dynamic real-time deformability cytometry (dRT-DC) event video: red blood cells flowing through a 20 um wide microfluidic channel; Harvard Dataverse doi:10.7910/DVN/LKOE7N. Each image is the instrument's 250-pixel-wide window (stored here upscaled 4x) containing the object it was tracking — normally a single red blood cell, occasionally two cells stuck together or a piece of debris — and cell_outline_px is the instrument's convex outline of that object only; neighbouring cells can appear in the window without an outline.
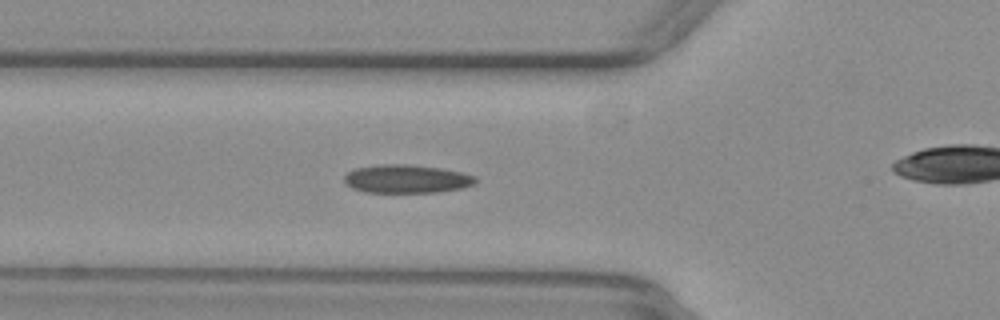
{"species": "common noctule bat (a hibernating species)", "species_latin": "Nyctalus noctula", "temperature_condition": "warm", "stored_images_in_passage": 37, "camera_frame_rate_fps": 3000, "um_per_image_px": 0.085, "animal": {"sex": "female", "body_mass_g": 29.2, "forearm_length_mm": 56.3}, "frame": {"image": 1, "passage_image": 11, "time_ms": 3.333, "image_size_px": [1000, 320], "cell_outline_px": [[480, 180], [476, 184], [460, 188], [440, 192], [364, 192], [352, 188], [344, 184], [344, 176], [348, 172], [356, 168], [380, 164], [408, 164], [440, 168], [464, 172], [476, 176]], "centroid_in_image_um": [34.59, 15.2], "position_along_channel_um": 91.2, "area_um2": 21.96}}
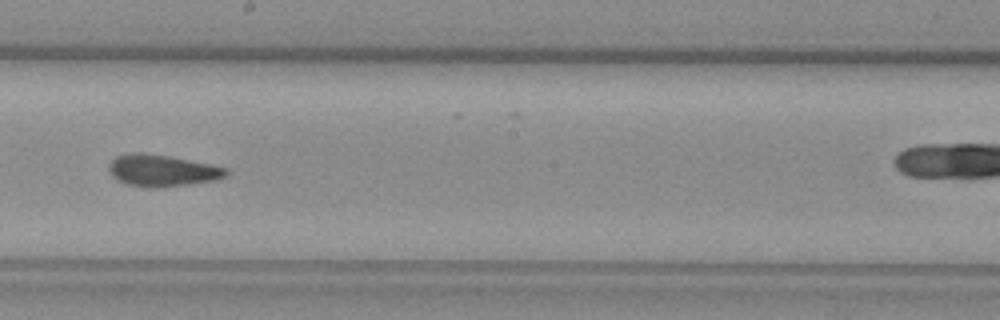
{"frame": {"image": 2, "passage_image": 22, "time_ms": 7.0, "image_size_px": [1000, 320], "cell_outline_px": [[228, 176], [216, 180], [188, 184], [156, 188], [152, 188], [128, 184], [116, 180], [112, 176], [108, 168], [108, 164], [116, 156], [132, 152], [144, 152], [168, 156], [228, 168]], "centroid_in_image_um": [13.76, 14.49], "position_along_channel_um": 234.4, "area_um2": 21.68}}
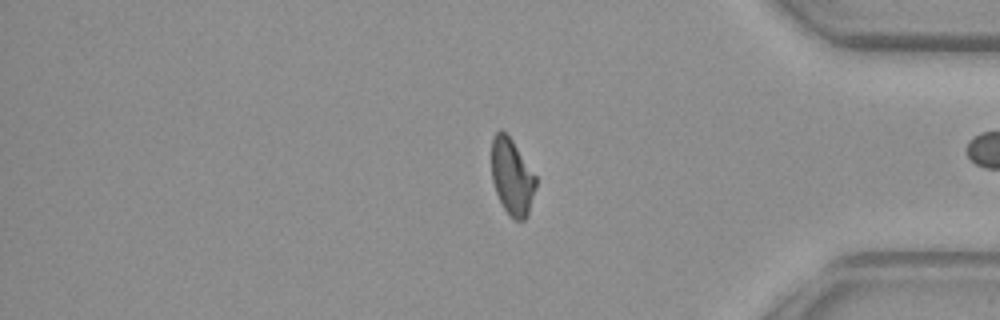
{"frame": {"image": 3, "passage_image": 36, "time_ms": 11.667, "image_size_px": [1000, 320], "cell_outline_px": [[536, 188], [528, 216], [524, 220], [516, 220], [508, 216], [496, 192], [492, 180], [492, 140], [496, 132], [500, 128], [512, 140], [536, 176]], "centroid_in_image_um": [43.53, 15.06], "position_along_channel_um": 391.7, "area_um2": 19.65}}